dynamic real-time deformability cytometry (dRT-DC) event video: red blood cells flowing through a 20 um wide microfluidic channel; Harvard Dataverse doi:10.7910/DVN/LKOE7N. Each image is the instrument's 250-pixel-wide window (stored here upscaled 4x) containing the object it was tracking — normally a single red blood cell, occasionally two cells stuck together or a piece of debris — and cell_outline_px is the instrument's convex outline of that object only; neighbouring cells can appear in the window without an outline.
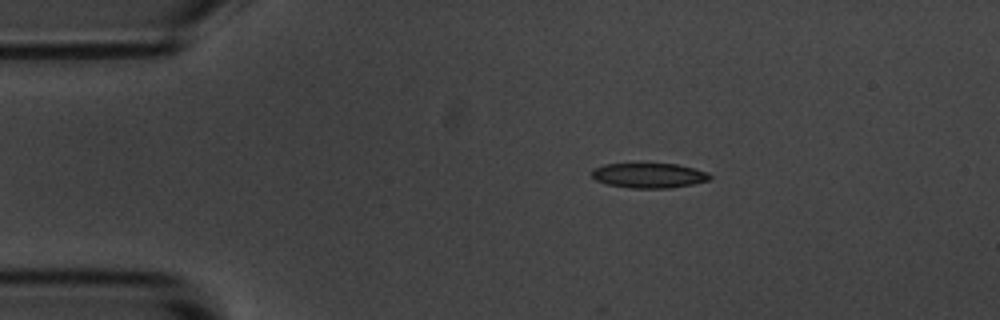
{"species": "common noctule bat (a hibernating species)", "species_latin": "Nyctalus noctula", "temperature_condition": "room temperature", "stored_images_in_passage": 47, "camera_frame_rate_fps": 3000, "um_per_image_px": 0.085, "animal": {"sex": "male", "body_mass_g": 20.1, "forearm_length_mm": 53.5}, "frame": {"image": 1, "passage_image": 2, "time_ms": 0.333, "image_size_px": [1000, 320], "cell_outline_px": [[712, 176], [708, 180], [692, 184], [668, 188], [628, 188], [608, 184], [596, 180], [592, 176], [592, 168], [604, 164], [676, 164], [692, 168], [704, 172]], "centroid_in_image_um": [55.1, 14.92], "position_along_channel_um": 29.9, "area_um2": 16.88}}
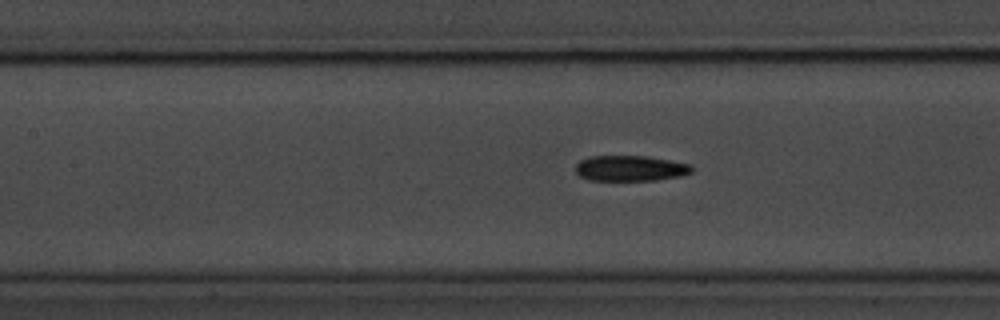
{"frame": {"image": 2, "passage_image": 16, "time_ms": 5.0, "image_size_px": [1000, 320], "cell_outline_px": [[692, 172], [680, 176], [656, 180], [588, 180], [580, 176], [576, 172], [576, 164], [580, 160], [592, 156], [648, 156], [672, 160], [692, 164]], "centroid_in_image_um": [53.6, 14.3], "position_along_channel_um": 153.8, "area_um2": 17.4}}
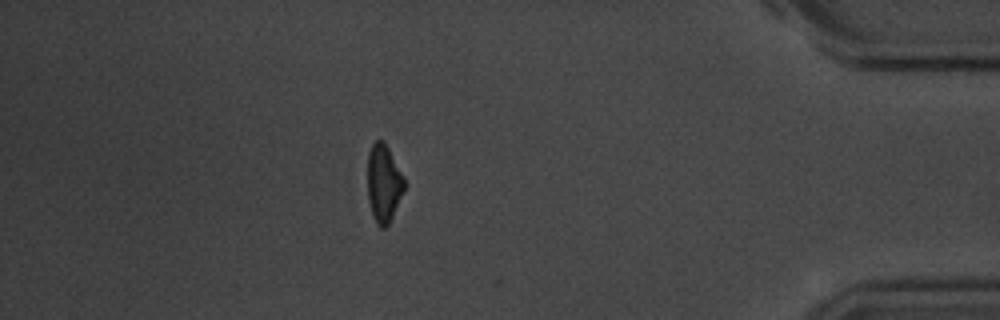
{"frame": {"image": 3, "passage_image": 40, "time_ms": 13.0, "image_size_px": [1000, 320], "cell_outline_px": [[404, 188], [392, 216], [388, 224], [384, 228], [380, 228], [376, 224], [372, 216], [368, 200], [368, 152], [372, 144], [376, 140], [384, 140], [404, 176]], "centroid_in_image_um": [32.59, 15.56], "position_along_channel_um": 402.6, "area_um2": 16.59}, "authors_computed_cell_mechanics": {"area_um2": 17.7446, "velocity_mm_per_s": 3.6705, "shape_relaxation_time_tau1_ms": 3.6633, "shape_relaxation_time_tau2_ms": 4.9372, "deformation_change_tau1": 0.1332, "deformation_change_tau2": 0.1249}}